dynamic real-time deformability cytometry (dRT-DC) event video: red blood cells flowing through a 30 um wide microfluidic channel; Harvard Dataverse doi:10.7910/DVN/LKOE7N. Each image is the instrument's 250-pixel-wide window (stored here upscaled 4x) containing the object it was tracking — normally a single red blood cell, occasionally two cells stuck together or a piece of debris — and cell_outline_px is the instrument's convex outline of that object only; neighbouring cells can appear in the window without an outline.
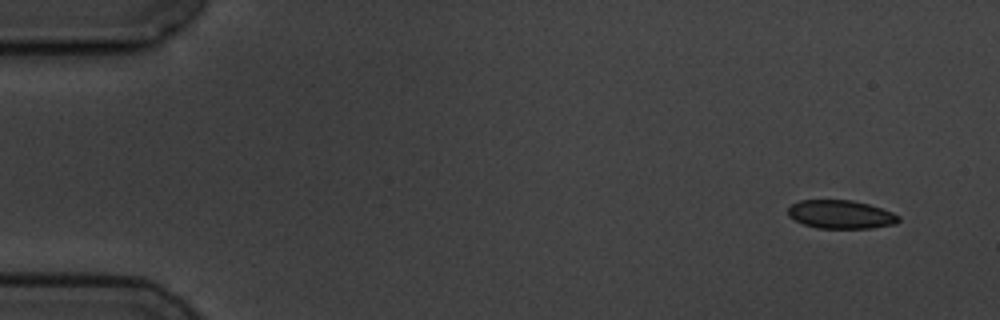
{"species": "common noctule bat (a hibernating species)", "species_latin": "Nyctalus noctula", "temperature_condition": "cold", "stored_images_in_passage": 5, "camera_frame_rate_fps": 3000, "um_per_image_px": 0.085, "animal": {"sex": "male", "body_mass_g": 19.5, "forearm_length_mm": 54.6}, "frame": {"image": 1, "passage_image": 1, "time_ms": 0.0, "image_size_px": [1000, 320], "cell_outline_px": [[900, 220], [896, 224], [872, 228], [816, 228], [804, 224], [788, 216], [788, 208], [792, 204], [800, 200], [852, 200], [868, 204], [892, 212], [900, 216]], "centroid_in_image_um": [71.48, 18.23], "position_along_channel_um": 13.5, "area_um2": 18.32}}
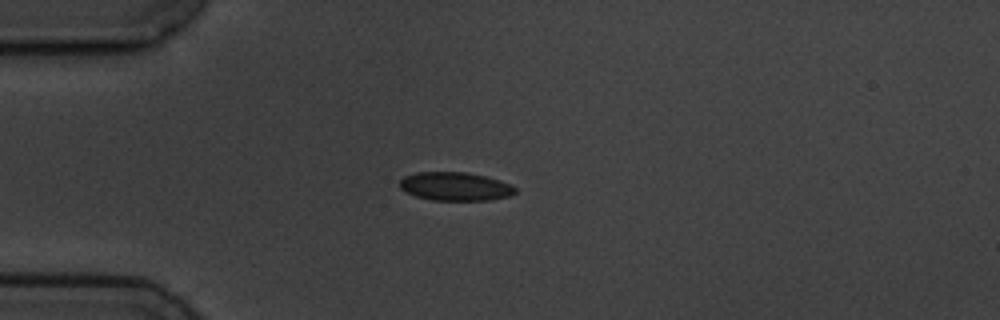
{"frame": {"image": 2, "passage_image": 4, "time_ms": 3.667, "image_size_px": [1000, 320], "cell_outline_px": [[516, 192], [508, 196], [488, 200], [432, 200], [416, 196], [400, 188], [400, 180], [404, 176], [416, 172], [468, 172], [500, 180], [516, 188]], "centroid_in_image_um": [38.68, 15.84], "position_along_channel_um": 46.3, "area_um2": 19.02}}